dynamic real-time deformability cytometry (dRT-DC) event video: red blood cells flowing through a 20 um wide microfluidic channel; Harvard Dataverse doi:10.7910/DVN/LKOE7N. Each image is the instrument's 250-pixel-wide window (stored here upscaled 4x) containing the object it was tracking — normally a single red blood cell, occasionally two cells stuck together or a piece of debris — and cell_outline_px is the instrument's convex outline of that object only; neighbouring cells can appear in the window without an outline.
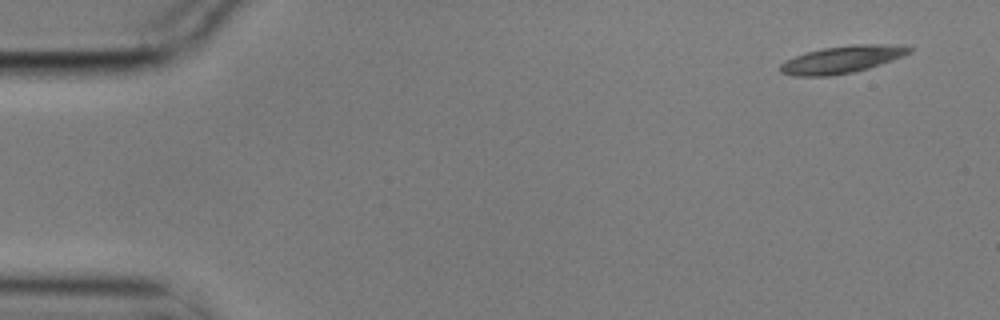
{"species": "common noctule bat (a hibernating species)", "species_latin": "Nyctalus noctula", "temperature_condition": "cold", "stored_images_in_passage": 6, "camera_frame_rate_fps": 3000, "um_per_image_px": 0.085, "animal": {"sex": "male", "body_mass_g": 17.9}, "frame": {"image": 1, "passage_image": 1, "time_ms": 0.0, "image_size_px": [1000, 320], "cell_outline_px": [[912, 52], [892, 60], [868, 68], [852, 72], [828, 76], [796, 76], [780, 72], [780, 64], [784, 60], [808, 52], [824, 48], [852, 44], [904, 44], [912, 48]], "centroid_in_image_um": [71.6, 5.04], "position_along_channel_um": 13.4, "area_um2": 20.46}}
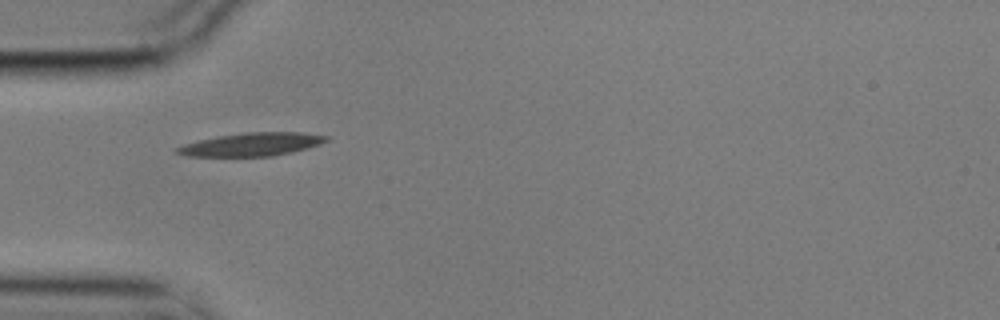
{"frame": {"image": 2, "passage_image": 5, "time_ms": 1.333, "image_size_px": [1000, 320], "cell_outline_px": [[328, 140], [320, 144], [292, 152], [272, 156], [188, 156], [172, 152], [172, 148], [184, 144], [216, 136], [244, 132], [300, 132], [328, 136]], "centroid_in_image_um": [21.33, 12.27], "position_along_channel_um": 63.7, "area_um2": 20.23}}
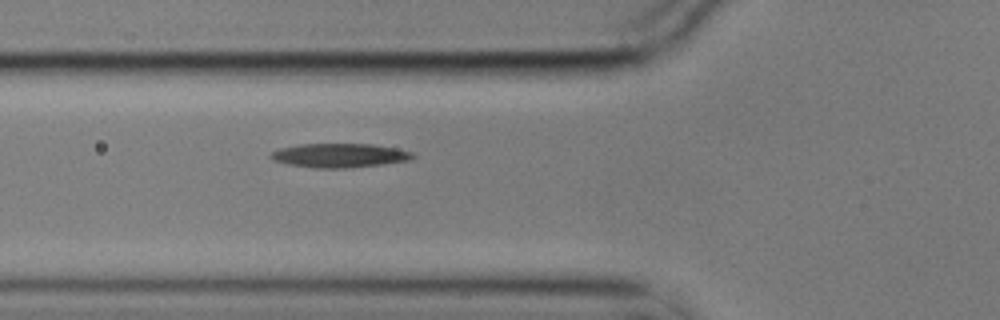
{"frame": {"image": 3, "passage_image": 6, "time_ms": 1.667, "image_size_px": [1000, 320], "cell_outline_px": [[416, 156], [408, 160], [380, 164], [344, 168], [316, 168], [288, 164], [276, 160], [268, 156], [272, 152], [280, 148], [300, 144], [372, 144], [396, 148], [412, 152]], "centroid_in_image_um": [28.86, 13.2], "position_along_channel_um": 96.9, "area_um2": 19.59}}